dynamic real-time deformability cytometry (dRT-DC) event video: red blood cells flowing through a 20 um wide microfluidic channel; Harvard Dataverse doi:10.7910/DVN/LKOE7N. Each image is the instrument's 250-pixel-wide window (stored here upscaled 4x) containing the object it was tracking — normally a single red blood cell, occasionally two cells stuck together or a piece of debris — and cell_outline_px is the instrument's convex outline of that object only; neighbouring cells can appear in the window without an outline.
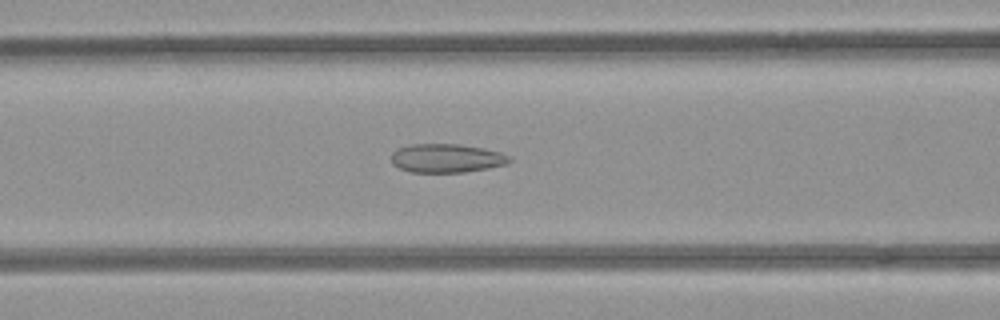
{"species": "common noctule bat (a hibernating species)", "species_latin": "Nyctalus noctula", "temperature_condition": "room temperature", "stored_images_in_passage": 47, "camera_frame_rate_fps": 3000, "um_per_image_px": 0.085, "animal": {"sex": "female", "body_mass_g": 21.9}, "frame": {"image": 1, "passage_image": 21, "time_ms": 6.667, "image_size_px": [1000, 320], "cell_outline_px": [[512, 160], [508, 164], [488, 168], [464, 172], [412, 172], [400, 168], [392, 164], [392, 152], [396, 148], [412, 144], [460, 144], [484, 148], [500, 152], [512, 156]], "centroid_in_image_um": [37.99, 13.44], "position_along_channel_um": 128.6, "area_um2": 19.94}}
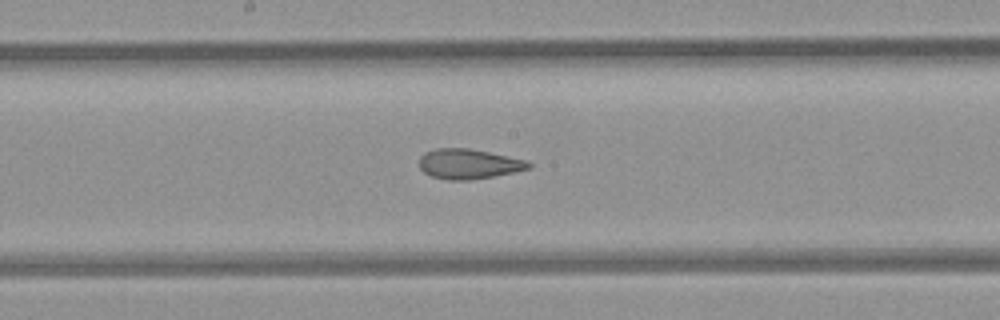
{"frame": {"image": 2, "passage_image": 27, "time_ms": 8.667, "image_size_px": [1000, 320], "cell_outline_px": [[532, 168], [516, 172], [472, 180], [448, 180], [432, 176], [424, 172], [420, 168], [420, 156], [424, 152], [436, 148], [468, 148], [528, 160], [532, 164]], "centroid_in_image_um": [39.87, 13.94], "position_along_channel_um": 208.3, "area_um2": 19.25}}
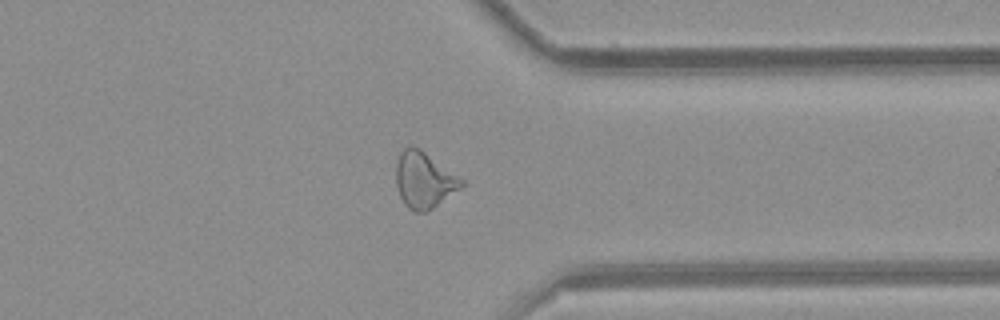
{"frame": {"image": 3, "passage_image": 40, "time_ms": 13.0, "image_size_px": [1000, 320], "cell_outline_px": [[464, 184], [460, 188], [432, 208], [424, 212], [416, 212], [408, 208], [404, 204], [400, 196], [396, 184], [396, 164], [400, 152], [404, 148], [416, 148], [424, 152], [464, 180]], "centroid_in_image_um": [36.02, 15.33], "position_along_channel_um": 375.4, "area_um2": 20.81}}